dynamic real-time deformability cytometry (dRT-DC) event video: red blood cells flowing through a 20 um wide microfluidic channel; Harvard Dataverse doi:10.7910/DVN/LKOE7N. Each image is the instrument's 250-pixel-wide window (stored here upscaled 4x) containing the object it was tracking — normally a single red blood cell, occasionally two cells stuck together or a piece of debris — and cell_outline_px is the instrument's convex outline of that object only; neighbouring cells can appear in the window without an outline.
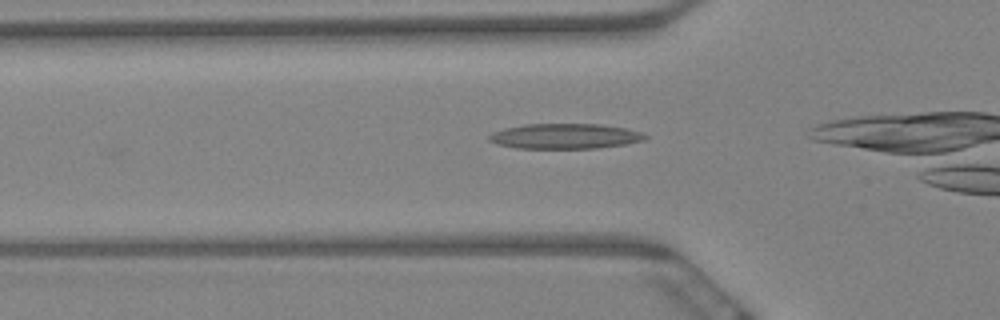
{"species": "Egyptian fruit bat (a non-hibernating species)", "species_latin": "Rousettus aegyptiacus", "temperature_condition": "warm", "stored_images_in_passage": 45, "camera_frame_rate_fps": 3000, "um_per_image_px": 0.085, "animal": {"sex": "female"}, "frame": {"image": 1, "passage_image": 15, "time_ms": 4.667, "image_size_px": [1000, 320], "cell_outline_px": [[648, 136], [644, 140], [624, 144], [596, 148], [516, 148], [500, 144], [488, 140], [488, 136], [492, 132], [504, 128], [524, 124], [600, 124], [624, 128], [640, 132]], "centroid_in_image_um": [48.0, 11.57], "position_along_channel_um": 77.8, "area_um2": 22.72}}
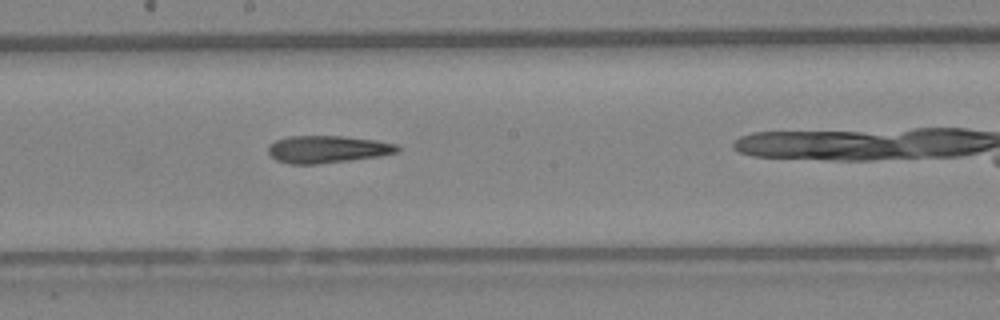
{"frame": {"image": 2, "passage_image": 28, "time_ms": 9.0, "image_size_px": [1000, 320], "cell_outline_px": [[404, 148], [400, 152], [380, 156], [316, 164], [288, 164], [276, 160], [268, 152], [268, 144], [276, 140], [288, 136], [344, 136], [376, 140], [400, 144]], "centroid_in_image_um": [27.89, 12.68], "position_along_channel_um": 220.3, "area_um2": 20.87}}
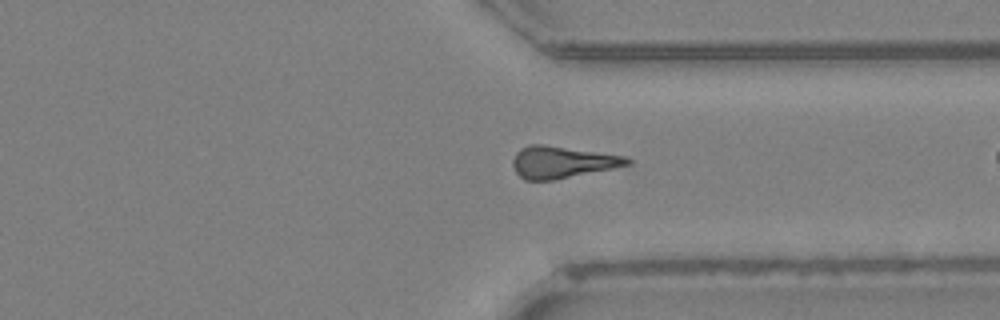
{"frame": {"image": 3, "passage_image": 41, "time_ms": 13.333, "image_size_px": [1000, 320], "cell_outline_px": [[632, 164], [552, 180], [524, 180], [516, 172], [512, 164], [512, 160], [516, 152], [520, 148], [528, 144], [544, 144], [628, 156], [632, 160]], "centroid_in_image_um": [47.78, 13.76], "position_along_channel_um": 363.6, "area_um2": 21.33}}